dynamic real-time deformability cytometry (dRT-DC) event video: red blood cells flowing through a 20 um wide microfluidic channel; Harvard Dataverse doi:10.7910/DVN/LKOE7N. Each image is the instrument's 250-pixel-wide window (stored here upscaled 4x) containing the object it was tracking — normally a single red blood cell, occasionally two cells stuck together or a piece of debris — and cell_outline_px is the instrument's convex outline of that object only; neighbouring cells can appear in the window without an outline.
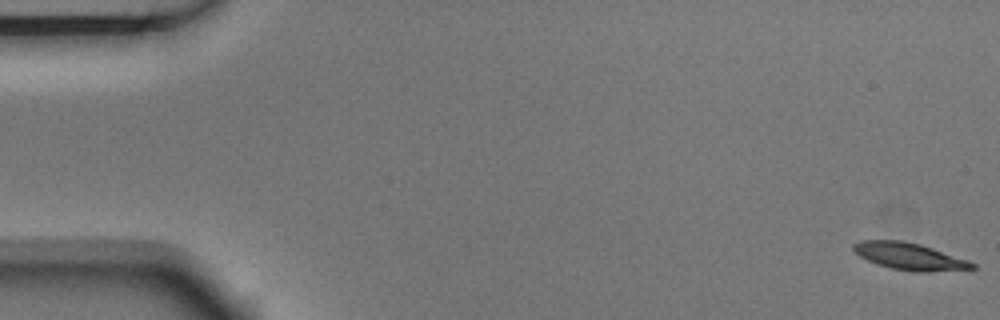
{"species": "Egyptian fruit bat (a non-hibernating species)", "species_latin": "Rousettus aegyptiacus", "temperature_condition": "room temperature", "stored_images_in_passage": 4, "camera_frame_rate_fps": 3000, "um_per_image_px": 0.085, "animal": {"sex": "male"}, "frame": {"image": 1, "passage_image": 1, "time_ms": 0.0, "image_size_px": [1000, 320], "cell_outline_px": [[976, 268], [928, 272], [916, 272], [888, 268], [876, 264], [860, 256], [852, 248], [852, 244], [860, 240], [900, 240], [920, 244], [968, 260], [976, 264]], "centroid_in_image_um": [77.28, 21.79], "position_along_channel_um": 7.7, "area_um2": 18.67}}